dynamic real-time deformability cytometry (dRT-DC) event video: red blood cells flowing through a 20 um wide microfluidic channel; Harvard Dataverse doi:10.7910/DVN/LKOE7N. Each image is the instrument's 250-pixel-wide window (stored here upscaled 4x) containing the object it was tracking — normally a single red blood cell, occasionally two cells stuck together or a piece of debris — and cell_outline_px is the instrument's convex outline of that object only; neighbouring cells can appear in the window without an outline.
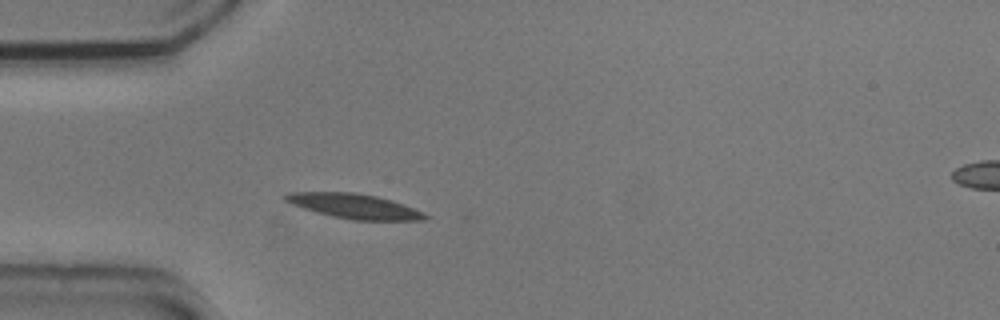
{"species": "common noctule bat (a hibernating species)", "species_latin": "Nyctalus noctula", "temperature_condition": "cold", "stored_images_in_passage": 4, "camera_frame_rate_fps": 3000, "um_per_image_px": 0.085, "animal": {"sex": "male", "body_mass_g": 20.5, "forearm_length_mm": 52.5}, "frame": {"image": 1, "passage_image": 4, "time_ms": 1.0, "image_size_px": [1000, 320], "cell_outline_px": [[432, 216], [424, 220], [352, 220], [332, 216], [304, 208], [292, 204], [284, 200], [280, 196], [288, 192], [356, 192], [376, 196], [392, 200], [424, 212]], "centroid_in_image_um": [30.12, 17.52], "position_along_channel_um": 54.9, "area_um2": 20.23}}